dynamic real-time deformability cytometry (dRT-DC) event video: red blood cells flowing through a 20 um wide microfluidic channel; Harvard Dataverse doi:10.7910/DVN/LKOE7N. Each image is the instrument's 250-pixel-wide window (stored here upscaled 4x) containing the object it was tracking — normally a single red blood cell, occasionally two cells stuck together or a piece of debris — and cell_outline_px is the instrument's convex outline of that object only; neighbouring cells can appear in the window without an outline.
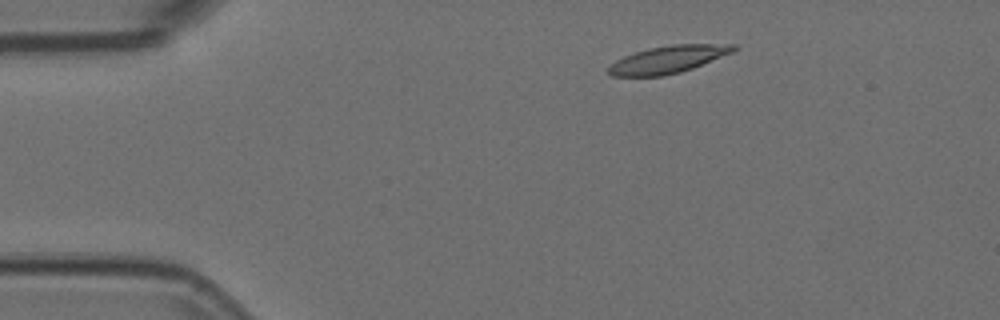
{"species": "Egyptian fruit bat (a non-hibernating species)", "species_latin": "Rousettus aegyptiacus", "temperature_condition": "room temperature", "stored_images_in_passage": 3, "camera_frame_rate_fps": 3000, "um_per_image_px": 0.085, "animal": {"sex": "female"}, "frame": {"image": 1, "passage_image": 1, "time_ms": 0.0, "image_size_px": [1000, 320], "cell_outline_px": [[740, 48], [732, 52], [692, 68], [680, 72], [664, 76], [612, 76], [608, 72], [608, 68], [616, 60], [624, 56], [648, 48], [672, 44], [736, 44]], "centroid_in_image_um": [56.8, 5.04], "position_along_channel_um": 28.2, "area_um2": 19.83}}
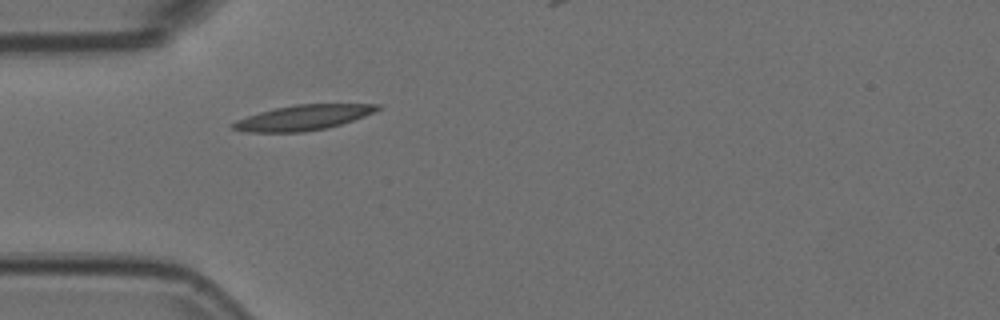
{"frame": {"image": 2, "passage_image": 3, "time_ms": 0.667, "image_size_px": [1000, 320], "cell_outline_px": [[380, 108], [364, 116], [340, 124], [324, 128], [304, 132], [248, 132], [232, 128], [228, 124], [236, 120], [260, 112], [276, 108], [296, 104], [380, 104]], "centroid_in_image_um": [25.72, 9.99], "position_along_channel_um": 59.3, "area_um2": 20.87}}